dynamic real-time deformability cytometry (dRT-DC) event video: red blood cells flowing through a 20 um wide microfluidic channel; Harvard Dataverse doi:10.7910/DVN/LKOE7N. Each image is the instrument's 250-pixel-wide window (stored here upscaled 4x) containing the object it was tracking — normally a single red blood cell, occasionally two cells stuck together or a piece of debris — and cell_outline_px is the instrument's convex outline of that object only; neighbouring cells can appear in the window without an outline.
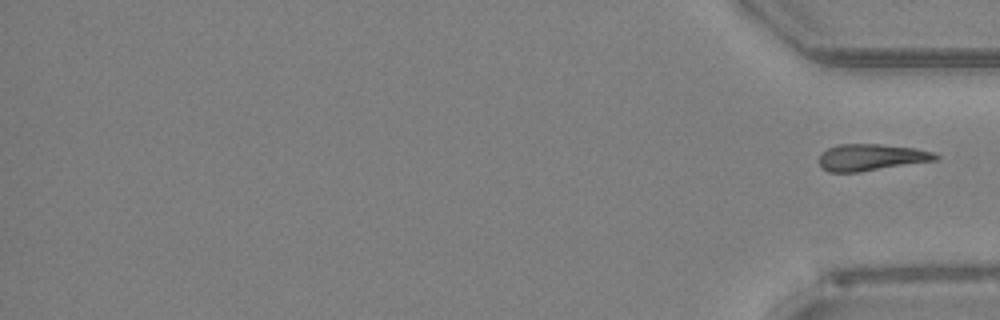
{"species": "Egyptian fruit bat (a non-hibernating species)", "species_latin": "Rousettus aegyptiacus", "temperature_condition": "room temperature", "stored_images_in_passage": 41, "segment_of_instrument_passage": [2, 2], "camera_frame_rate_fps": 3000, "um_per_image_px": 0.085, "animal": {"sex": "female"}, "frame": {"image": 1, "passage_image": 41, "time_ms": 13.333, "image_size_px": [1000, 320], "cell_outline_px": [[940, 156], [936, 160], [860, 172], [828, 172], [820, 168], [820, 152], [828, 148], [840, 144], [880, 144], [916, 148], [932, 152]], "centroid_in_image_um": [74.02, 13.37], "position_along_channel_um": 361.2, "area_um2": 18.15}}